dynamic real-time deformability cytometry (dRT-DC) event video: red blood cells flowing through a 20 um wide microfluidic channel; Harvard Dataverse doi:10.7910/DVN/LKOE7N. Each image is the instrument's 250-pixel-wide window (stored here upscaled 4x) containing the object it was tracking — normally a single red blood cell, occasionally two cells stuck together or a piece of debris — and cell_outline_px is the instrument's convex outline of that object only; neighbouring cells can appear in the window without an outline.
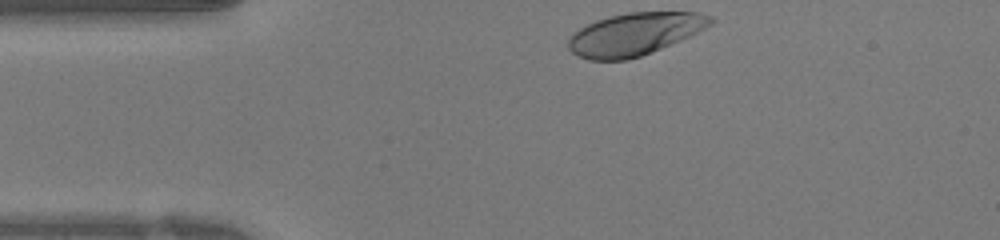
{"species": "human", "species_latin": "Homo sapiens", "temperature_condition": "warm", "stored_images_in_passage": 27, "camera_frame_rate_fps": 3000, "um_per_image_px": 0.085, "donor": {"sex": "female"}, "frame": {"image": 1, "passage_image": 1, "time_ms": 0.0, "image_size_px": [1000, 240], "cell_outline_px": [[716, 20], [712, 24], [680, 40], [640, 56], [628, 60], [588, 60], [572, 52], [568, 48], [568, 36], [572, 32], [596, 20], [608, 16], [628, 12], [700, 12], [712, 16]], "centroid_in_image_um": [53.92, 2.88], "position_along_channel_um": 31.1, "area_um2": 35.14}}
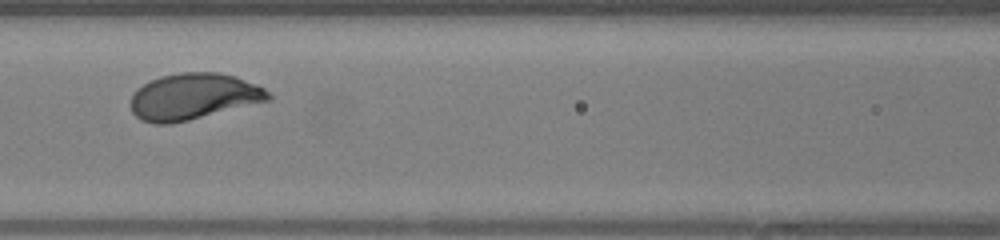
{"frame": {"image": 2, "passage_image": 11, "time_ms": 3.333, "image_size_px": [1000, 240], "cell_outline_px": [[272, 100], [172, 124], [152, 124], [140, 120], [132, 112], [128, 104], [132, 92], [136, 88], [160, 76], [180, 72], [220, 72], [256, 84], [264, 88], [272, 96]], "centroid_in_image_um": [16.39, 8.22], "position_along_channel_um": 150.2, "area_um2": 37.51}}
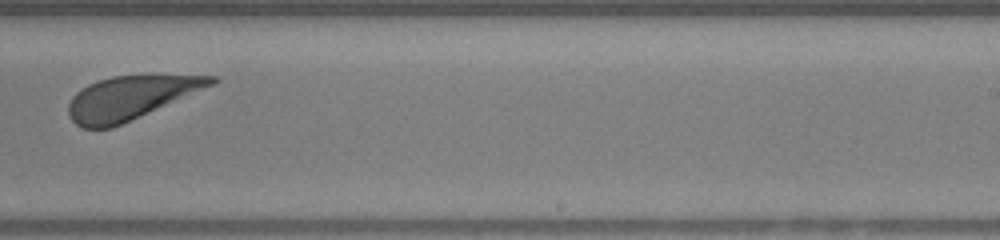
{"frame": {"image": 3, "passage_image": 19, "time_ms": 6.0, "image_size_px": [1000, 240], "cell_outline_px": [[220, 80], [216, 84], [112, 128], [84, 128], [76, 124], [68, 116], [68, 104], [72, 96], [80, 88], [88, 84], [112, 76], [216, 76]], "centroid_in_image_um": [11.06, 8.32], "position_along_channel_um": 277.9, "area_um2": 35.72}}